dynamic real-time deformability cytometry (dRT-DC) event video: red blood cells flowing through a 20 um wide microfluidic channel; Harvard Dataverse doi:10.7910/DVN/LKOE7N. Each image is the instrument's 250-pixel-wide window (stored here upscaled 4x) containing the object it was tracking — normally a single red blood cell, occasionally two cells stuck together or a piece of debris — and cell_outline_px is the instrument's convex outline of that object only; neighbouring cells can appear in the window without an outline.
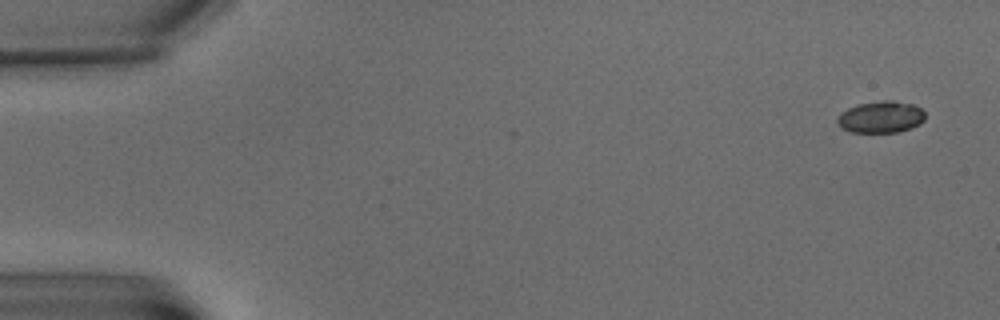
{"species": "common noctule bat (a hibernating species)", "species_latin": "Nyctalus noctula", "temperature_condition": "warm", "stored_images_in_passage": 7, "camera_frame_rate_fps": 3000, "um_per_image_px": 0.085, "animal": {"sex": "male", "body_mass_g": 15.6}, "frame": {"image": 1, "passage_image": 1, "time_ms": 0.0, "image_size_px": [1000, 320], "cell_outline_px": [[924, 120], [920, 124], [912, 128], [900, 132], [848, 132], [840, 128], [836, 120], [840, 112], [856, 104], [884, 100], [892, 100], [912, 104], [920, 108], [924, 112]], "centroid_in_image_um": [74.84, 9.95], "position_along_channel_um": 10.2, "area_um2": 16.47}}
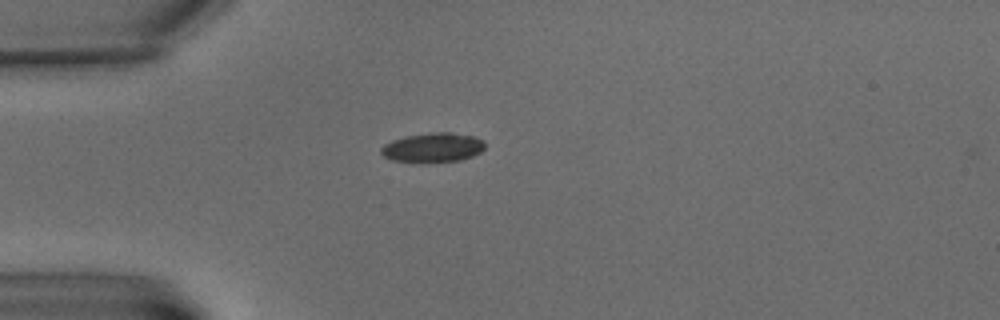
{"frame": {"image": 2, "passage_image": 5, "time_ms": 5.667, "image_size_px": [1000, 320], "cell_outline_px": [[484, 148], [480, 152], [472, 156], [460, 160], [424, 164], [392, 160], [384, 156], [380, 152], [380, 148], [384, 144], [392, 140], [404, 136], [432, 132], [452, 132], [476, 136], [484, 140]], "centroid_in_image_um": [36.78, 12.55], "position_along_channel_um": 48.2, "area_um2": 18.32}}